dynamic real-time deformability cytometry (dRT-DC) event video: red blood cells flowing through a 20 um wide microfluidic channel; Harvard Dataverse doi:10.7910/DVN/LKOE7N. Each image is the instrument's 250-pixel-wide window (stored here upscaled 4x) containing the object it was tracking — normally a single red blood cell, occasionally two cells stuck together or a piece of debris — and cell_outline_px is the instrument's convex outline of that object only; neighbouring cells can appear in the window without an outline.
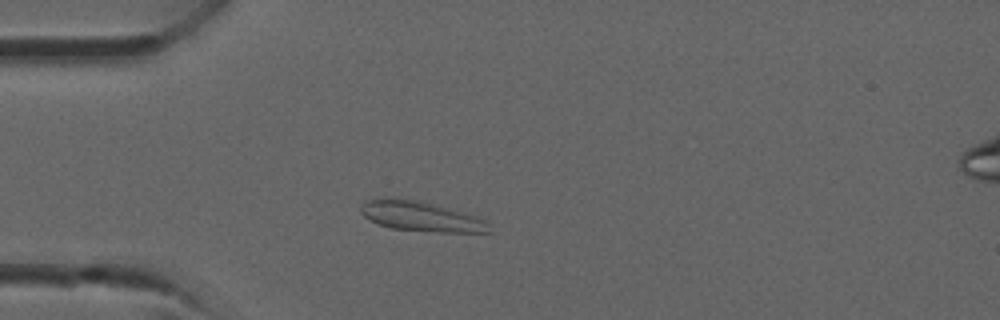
{"species": "common noctule bat (a hibernating species)", "species_latin": "Nyctalus noctula", "temperature_condition": "room temperature", "stored_images_in_passage": 33, "camera_frame_rate_fps": 3000, "um_per_image_px": 0.085, "animal": {"sex": "male", "forearm_length_mm": 52.5}, "frame": {"image": 1, "passage_image": 7, "time_ms": 2.0, "image_size_px": [1000, 320], "cell_outline_px": [[492, 232], [440, 232], [392, 228], [368, 220], [360, 212], [360, 208], [368, 200], [376, 196], [392, 196], [416, 200], [476, 216], [484, 220], [488, 224]], "centroid_in_image_um": [35.7, 18.37], "position_along_channel_um": 49.3, "area_um2": 22.25}}
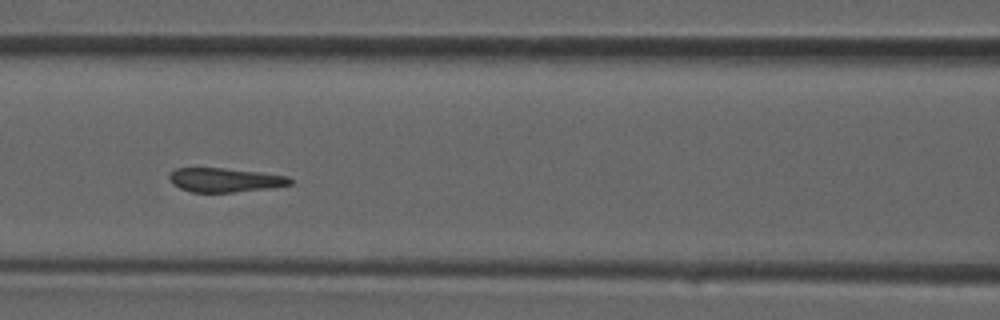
{"frame": {"image": 2, "passage_image": 13, "time_ms": 4.0, "image_size_px": [1000, 320], "cell_outline_px": [[292, 184], [272, 188], [232, 192], [192, 192], [180, 188], [172, 184], [168, 180], [168, 176], [176, 168], [224, 168], [260, 172], [288, 176], [292, 180]], "centroid_in_image_um": [19.12, 15.3], "position_along_channel_um": 147.5, "area_um2": 16.99}}
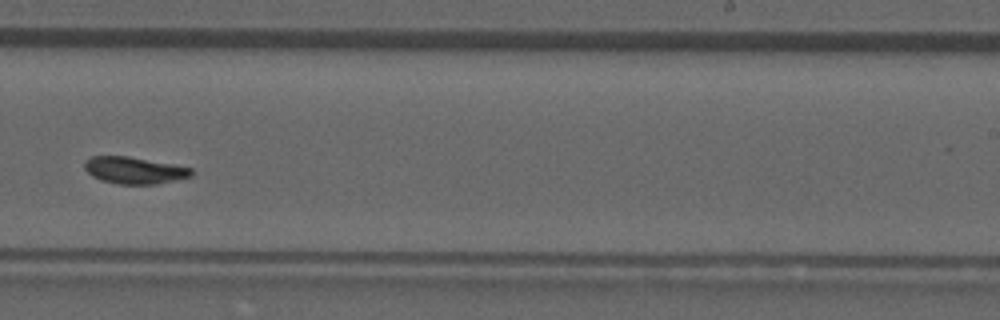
{"frame": {"image": 3, "passage_image": 20, "time_ms": 6.333, "image_size_px": [1000, 320], "cell_outline_px": [[196, 172], [192, 176], [156, 184], [120, 184], [100, 180], [92, 176], [84, 168], [84, 160], [92, 156], [128, 156], [176, 164], [192, 168]], "centroid_in_image_um": [11.44, 14.47], "position_along_channel_um": 277.6, "area_um2": 16.94}}